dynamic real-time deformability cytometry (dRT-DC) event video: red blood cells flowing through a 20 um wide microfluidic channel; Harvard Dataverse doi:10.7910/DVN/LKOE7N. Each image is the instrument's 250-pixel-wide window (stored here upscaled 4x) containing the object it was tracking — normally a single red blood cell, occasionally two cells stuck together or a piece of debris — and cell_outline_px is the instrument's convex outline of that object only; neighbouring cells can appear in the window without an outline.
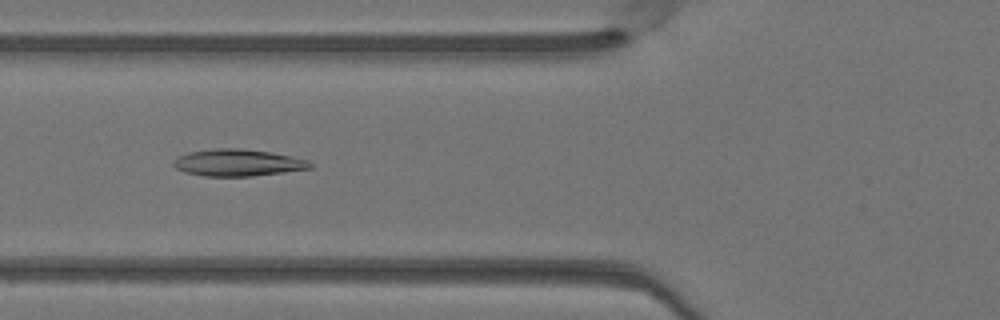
{"species": "Egyptian fruit bat (a non-hibernating species)", "species_latin": "Rousettus aegyptiacus", "temperature_condition": "warm", "stored_images_in_passage": 45, "camera_frame_rate_fps": 3000, "um_per_image_px": 0.085, "animal": {"sex": "female"}, "frame": {"image": 1, "passage_image": 14, "time_ms": 4.333, "image_size_px": [1000, 320], "cell_outline_px": [[312, 168], [284, 172], [252, 176], [204, 176], [184, 172], [176, 168], [172, 164], [172, 160], [188, 152], [212, 148], [244, 148], [272, 152], [308, 160], [312, 164]], "centroid_in_image_um": [20.19, 13.82], "position_along_channel_um": 105.6, "area_um2": 21.56}}
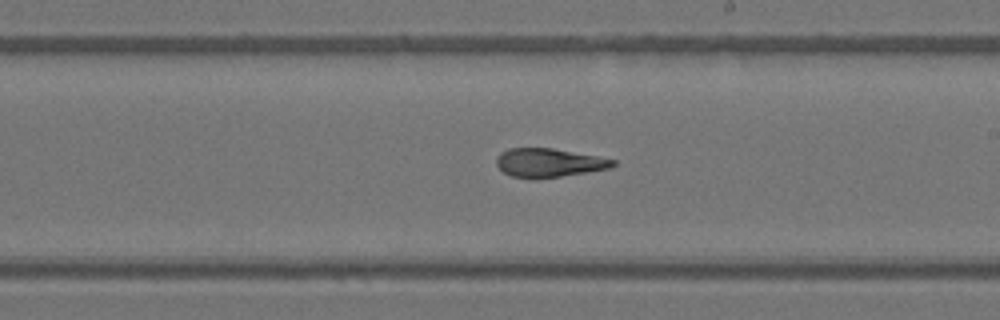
{"frame": {"image": 2, "passage_image": 24, "time_ms": 7.667, "image_size_px": [1000, 320], "cell_outline_px": [[616, 164], [608, 168], [560, 176], [532, 180], [512, 176], [504, 172], [496, 164], [496, 156], [500, 152], [508, 148], [552, 148], [596, 156], [616, 160]], "centroid_in_image_um": [46.58, 13.83], "position_along_channel_um": 242.4, "area_um2": 19.42}}
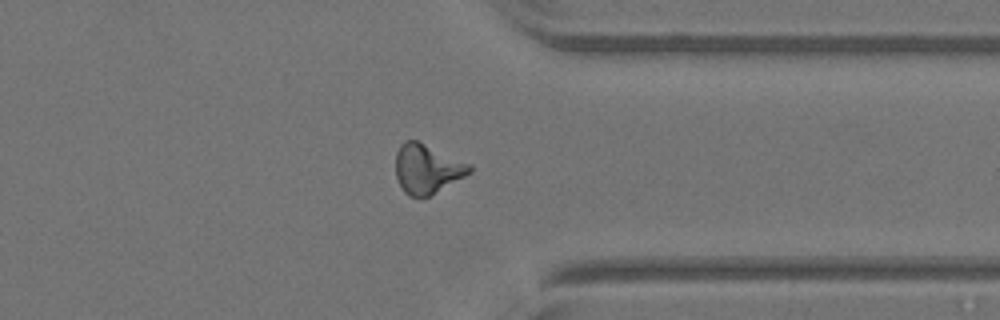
{"frame": {"image": 3, "passage_image": 34, "time_ms": 11.0, "image_size_px": [1000, 320], "cell_outline_px": [[472, 172], [428, 196], [408, 196], [404, 192], [396, 176], [396, 152], [400, 144], [404, 140], [416, 140], [472, 164]], "centroid_in_image_um": [36.3, 14.33], "position_along_channel_um": 375.1, "area_um2": 21.04}, "authors_computed_cell_mechanics": {"area_um2": 20.808, "velocity_mm_per_s": 4.0995, "shape_relaxation_time_tau1_ms": null, "shape_relaxation_time_tau2_ms": 1.539, "deformation_change_tau1": null, "deformation_change_tau2": 0.0846}}